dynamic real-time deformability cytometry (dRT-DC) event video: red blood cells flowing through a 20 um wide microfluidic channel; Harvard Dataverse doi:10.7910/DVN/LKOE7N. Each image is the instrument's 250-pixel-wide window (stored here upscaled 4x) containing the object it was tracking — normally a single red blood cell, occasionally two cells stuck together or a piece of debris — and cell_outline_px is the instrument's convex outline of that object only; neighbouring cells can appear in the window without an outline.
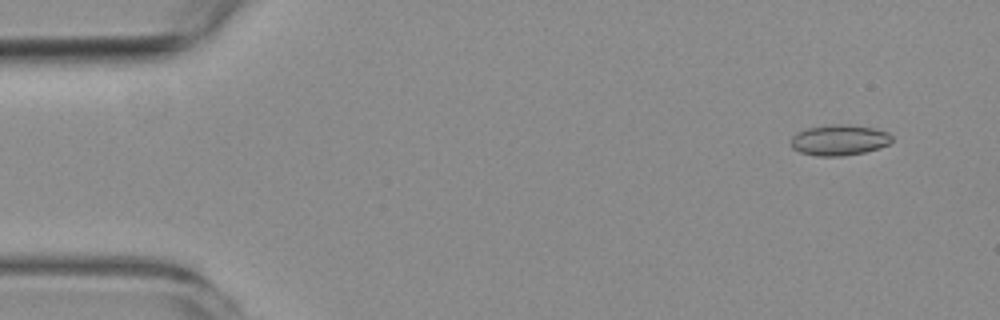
{"species": "common noctule bat (a hibernating species)", "species_latin": "Nyctalus noctula", "temperature_condition": "room temperature", "stored_images_in_passage": 55, "camera_frame_rate_fps": 3000, "um_per_image_px": 0.085, "animal": {"sex": "female", "body_mass_g": 19.3, "forearm_length_mm": 54.1}, "frame": {"image": 1, "passage_image": 4, "time_ms": 1.0, "image_size_px": [1000, 320], "cell_outline_px": [[892, 140], [888, 144], [880, 148], [864, 152], [840, 156], [816, 156], [800, 152], [792, 148], [788, 144], [792, 136], [796, 132], [808, 128], [832, 124], [844, 124], [872, 128], [888, 132], [892, 136]], "centroid_in_image_um": [71.29, 11.91], "position_along_channel_um": 13.7, "area_um2": 18.15}}
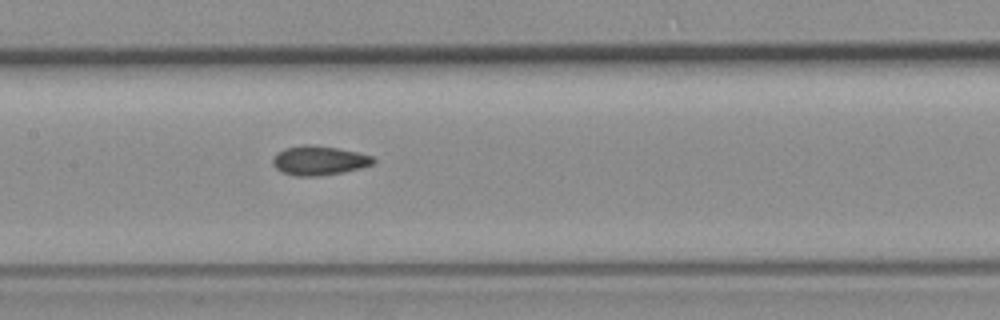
{"frame": {"image": 2, "passage_image": 26, "time_ms": 8.333, "image_size_px": [1000, 320], "cell_outline_px": [[376, 160], [372, 164], [360, 168], [344, 172], [316, 176], [296, 176], [280, 172], [272, 164], [272, 160], [276, 152], [284, 148], [304, 144], [312, 144], [336, 148], [356, 152], [372, 156]], "centroid_in_image_um": [27.07, 13.64], "position_along_channel_um": 180.3, "area_um2": 17.22}}
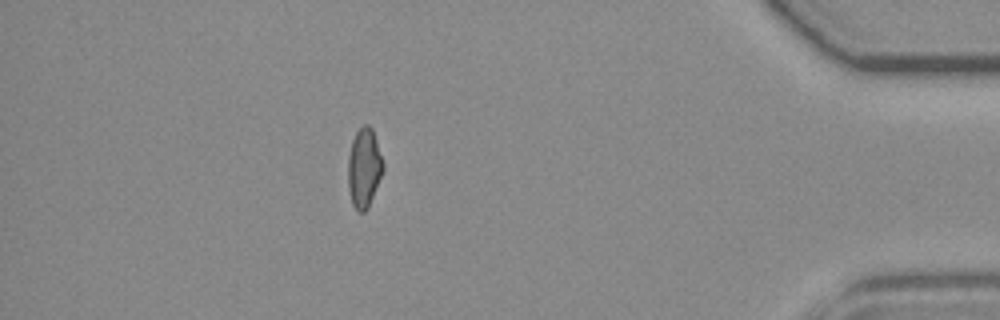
{"frame": {"image": 3, "passage_image": 48, "time_ms": 15.667, "image_size_px": [1000, 320], "cell_outline_px": [[384, 168], [368, 208], [364, 212], [360, 212], [352, 204], [348, 188], [348, 156], [352, 140], [356, 132], [364, 124], [368, 124], [372, 128], [384, 164]], "centroid_in_image_um": [30.94, 14.26], "position_along_channel_um": 404.3, "area_um2": 16.13}, "authors_computed_cell_mechanics": {"area_um2": 16.7042, "velocity_mm_per_s": 3.7555, "shape_relaxation_time_tau1_ms": null, "shape_relaxation_time_tau2_ms": 2.066, "deformation_change_tau1": null, "deformation_change_tau2": 0.0633}}